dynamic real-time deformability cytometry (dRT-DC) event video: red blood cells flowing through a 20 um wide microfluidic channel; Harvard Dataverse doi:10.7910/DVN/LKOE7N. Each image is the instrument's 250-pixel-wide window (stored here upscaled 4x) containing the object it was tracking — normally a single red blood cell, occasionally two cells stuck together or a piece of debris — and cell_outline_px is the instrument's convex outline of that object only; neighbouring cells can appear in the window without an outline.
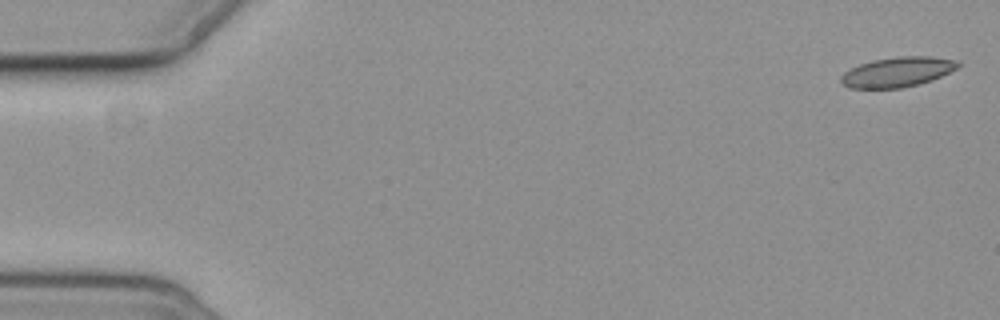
{"species": "common noctule bat (a hibernating species)", "species_latin": "Nyctalus noctula", "temperature_condition": "cold", "stored_images_in_passage": 8, "camera_frame_rate_fps": 3000, "um_per_image_px": 0.085, "animal": {"sex": "female", "body_mass_g": 19.3, "forearm_length_mm": 54.1}, "frame": {"image": 1, "passage_image": 1, "time_ms": 0.0, "image_size_px": [1000, 320], "cell_outline_px": [[960, 64], [956, 68], [932, 80], [920, 84], [900, 88], [848, 88], [840, 80], [840, 76], [844, 72], [860, 64], [872, 60], [900, 56], [932, 56], [960, 60]], "centroid_in_image_um": [76.29, 6.11], "position_along_channel_um": 8.7, "area_um2": 20.4}}
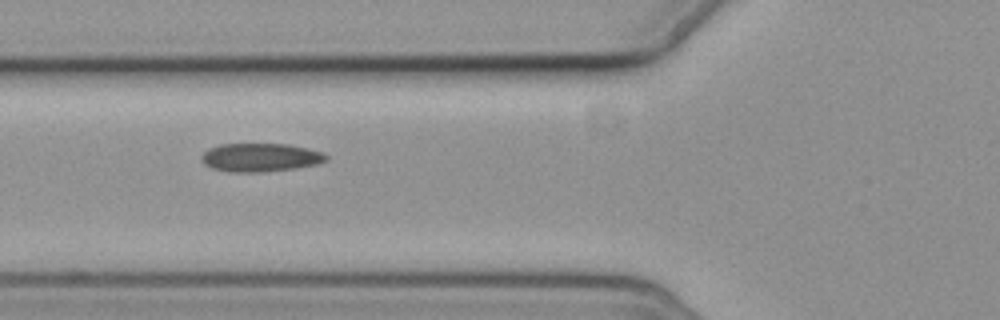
{"frame": {"image": 2, "passage_image": 7, "time_ms": 6.667, "image_size_px": [1000, 320], "cell_outline_px": [[328, 160], [316, 164], [296, 168], [260, 172], [228, 172], [212, 168], [204, 164], [200, 160], [200, 156], [208, 148], [220, 144], [288, 144], [308, 148], [324, 152], [328, 156]], "centroid_in_image_um": [22.12, 13.38], "position_along_channel_um": 103.7, "area_um2": 20.87}}
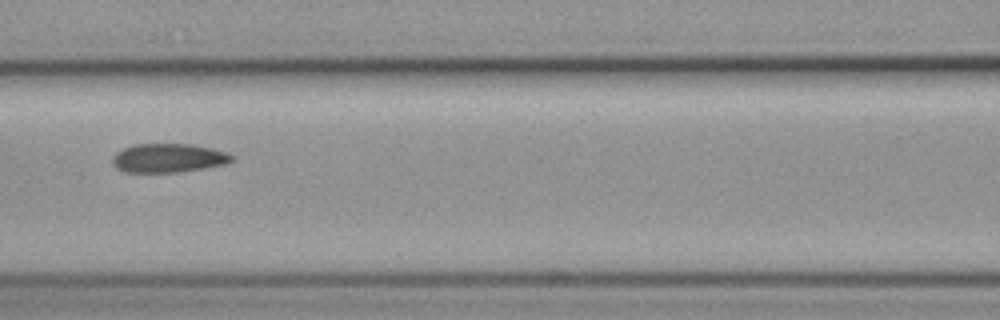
{"frame": {"image": 3, "passage_image": 8, "time_ms": 8.0, "image_size_px": [1000, 320], "cell_outline_px": [[232, 160], [224, 164], [204, 168], [180, 172], [124, 172], [116, 168], [112, 164], [112, 156], [116, 152], [124, 148], [136, 144], [192, 144], [212, 148], [228, 152], [232, 156]], "centroid_in_image_um": [14.28, 13.43], "position_along_channel_um": 152.3, "area_um2": 20.11}}